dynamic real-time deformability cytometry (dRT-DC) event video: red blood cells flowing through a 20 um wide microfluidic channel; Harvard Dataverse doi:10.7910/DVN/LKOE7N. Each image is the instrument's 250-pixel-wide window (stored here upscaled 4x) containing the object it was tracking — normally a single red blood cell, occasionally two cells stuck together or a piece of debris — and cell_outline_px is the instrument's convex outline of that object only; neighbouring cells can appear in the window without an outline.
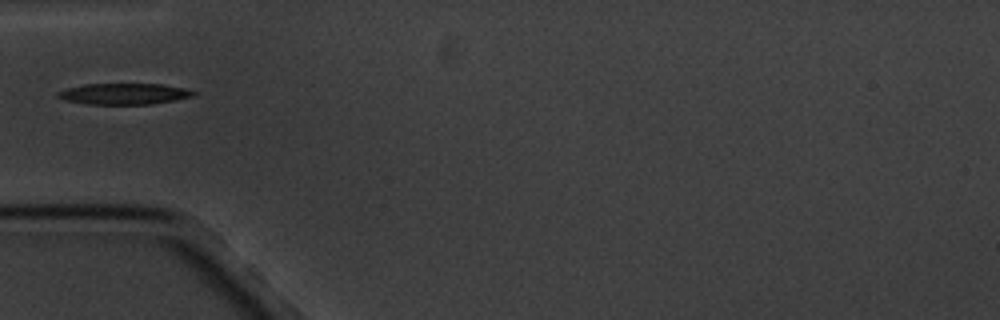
{"species": "common noctule bat (a hibernating species)", "species_latin": "Nyctalus noctula", "temperature_condition": "cold", "stored_images_in_passage": 2, "camera_frame_rate_fps": 3000, "um_per_image_px": 0.085, "animal": {"sex": "male", "body_mass_g": 20.1, "forearm_length_mm": 53.5}, "frame": {"image": 1, "passage_image": 2, "time_ms": 1.333, "image_size_px": [1000, 320], "cell_outline_px": [[196, 92], [192, 96], [176, 100], [152, 104], [84, 104], [64, 100], [56, 96], [56, 92], [68, 88], [84, 84], [160, 84], [184, 88]], "centroid_in_image_um": [10.5, 7.98], "position_along_channel_um": 74.5, "area_um2": 16.65}}